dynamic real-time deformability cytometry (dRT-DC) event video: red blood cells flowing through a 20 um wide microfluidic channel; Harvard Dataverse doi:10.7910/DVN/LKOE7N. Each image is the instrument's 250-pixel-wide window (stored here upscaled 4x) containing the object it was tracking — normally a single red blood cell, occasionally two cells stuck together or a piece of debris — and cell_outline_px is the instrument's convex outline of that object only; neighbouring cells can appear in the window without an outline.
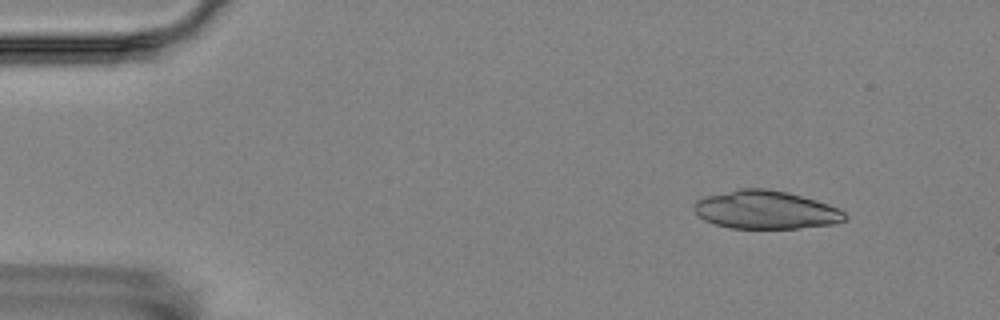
{"species": "Egyptian fruit bat (a non-hibernating species)", "species_latin": "Rousettus aegyptiacus", "temperature_condition": "room temperature", "stored_images_in_passage": 3, "camera_frame_rate_fps": 3000, "um_per_image_px": 0.085, "animal": {"sex": "female"}, "frame": {"image": 1, "passage_image": 1, "time_ms": 0.0, "image_size_px": [1000, 320], "cell_outline_px": [[848, 216], [844, 220], [832, 224], [800, 228], [732, 228], [716, 224], [704, 220], [692, 208], [692, 204], [696, 200], [704, 196], [740, 188], [764, 188], [788, 192], [816, 200], [828, 204], [844, 212]], "centroid_in_image_um": [65.05, 17.83], "position_along_channel_um": 19.9, "area_um2": 33.58}}